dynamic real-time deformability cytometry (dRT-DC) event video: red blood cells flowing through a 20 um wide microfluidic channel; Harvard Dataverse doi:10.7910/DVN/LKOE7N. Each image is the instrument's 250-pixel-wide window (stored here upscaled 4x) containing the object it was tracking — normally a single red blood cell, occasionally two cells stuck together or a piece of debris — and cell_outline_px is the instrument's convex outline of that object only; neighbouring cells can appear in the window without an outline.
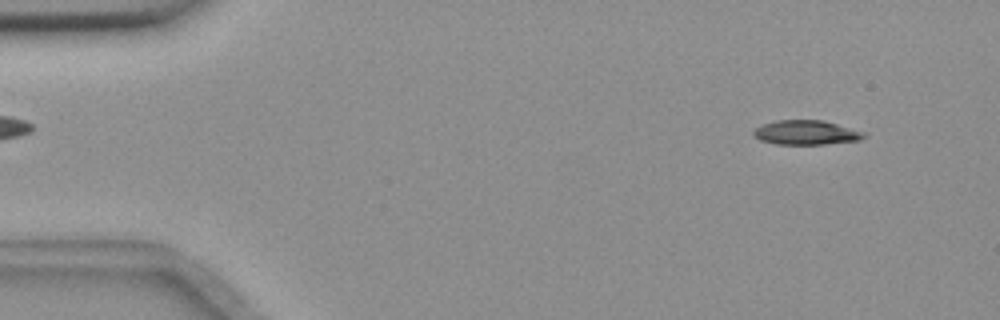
{"species": "common noctule bat (a hibernating species)", "species_latin": "Nyctalus noctula", "temperature_condition": "room temperature", "stored_images_in_passage": 5, "camera_frame_rate_fps": 3000, "um_per_image_px": 0.085, "animal": {"sex": "female", "body_mass_g": 18.4}, "frame": {"image": 1, "passage_image": 1, "time_ms": 0.0, "image_size_px": [1000, 320], "cell_outline_px": [[868, 136], [860, 140], [824, 144], [776, 144], [760, 140], [752, 136], [752, 132], [756, 128], [764, 124], [776, 120], [824, 120], [868, 132]], "centroid_in_image_um": [68.58, 11.26], "position_along_channel_um": 16.4, "area_um2": 15.95}}